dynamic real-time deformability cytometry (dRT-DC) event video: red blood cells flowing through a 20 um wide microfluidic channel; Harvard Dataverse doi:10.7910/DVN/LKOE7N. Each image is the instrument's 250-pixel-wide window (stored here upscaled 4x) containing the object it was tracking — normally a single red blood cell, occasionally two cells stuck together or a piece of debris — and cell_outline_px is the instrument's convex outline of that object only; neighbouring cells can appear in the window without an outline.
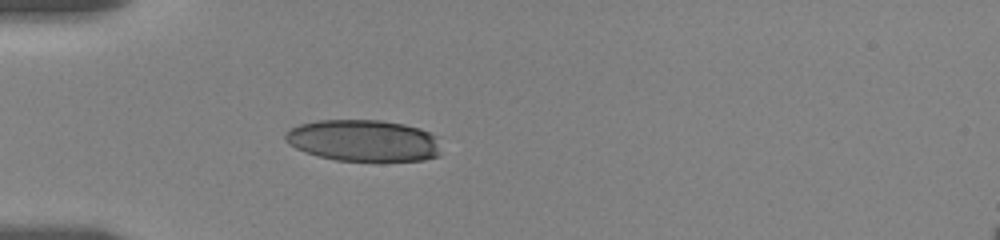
{"species": "human", "species_latin": "Homo sapiens", "temperature_condition": "room temperature", "stored_images_in_passage": 12, "camera_frame_rate_fps": 3000, "um_per_image_px": 0.085, "donor": {"sex": "female"}, "frame": {"image": 1, "passage_image": 6, "time_ms": 4.333, "image_size_px": [1000, 240], "cell_outline_px": [[440, 156], [424, 160], [336, 160], [304, 152], [288, 144], [284, 140], [284, 136], [292, 128], [300, 124], [316, 120], [380, 120], [404, 124], [420, 128], [436, 136], [440, 152]], "centroid_in_image_um": [30.89, 11.94], "position_along_channel_um": 54.1, "area_um2": 37.63}}
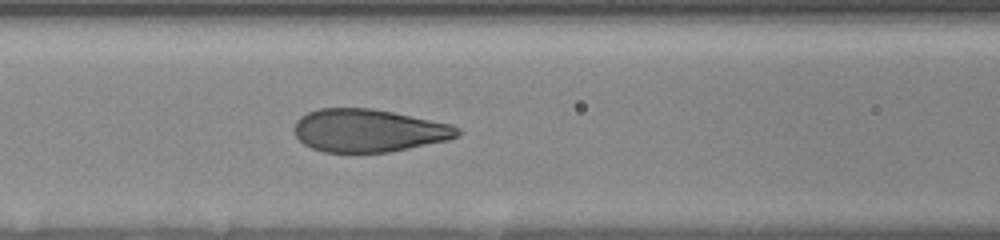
{"frame": {"image": 2, "passage_image": 9, "time_ms": 7.0, "image_size_px": [1000, 240], "cell_outline_px": [[464, 132], [460, 136], [448, 140], [388, 152], [324, 152], [312, 148], [304, 144], [296, 136], [296, 120], [300, 116], [308, 112], [320, 108], [372, 108], [452, 124], [460, 128]], "centroid_in_image_um": [31.37, 11.09], "position_along_channel_um": 135.2, "area_um2": 40.75}}
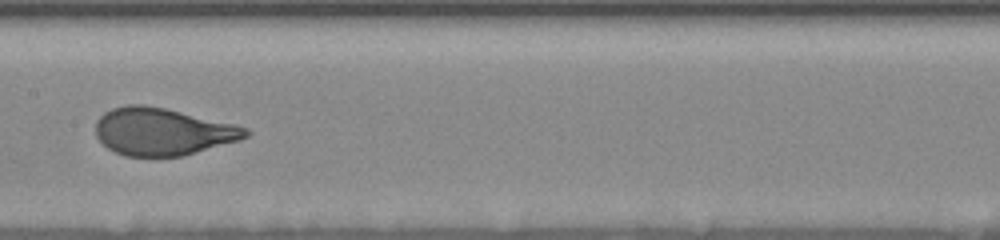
{"frame": {"image": 3, "passage_image": 11, "time_ms": 8.667, "image_size_px": [1000, 240], "cell_outline_px": [[252, 132], [248, 136], [240, 140], [184, 156], [124, 156], [108, 148], [96, 136], [96, 120], [104, 112], [112, 108], [128, 104], [144, 104], [164, 108], [236, 124], [248, 128]], "centroid_in_image_um": [13.84, 11.18], "position_along_channel_um": 193.6, "area_um2": 41.56}}